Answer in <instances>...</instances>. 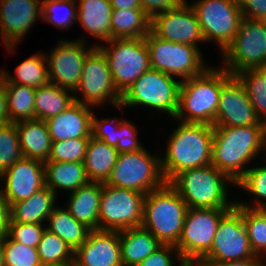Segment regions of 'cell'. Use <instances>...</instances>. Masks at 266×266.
Returning <instances> with one entry per match:
<instances>
[{"mask_svg": "<svg viewBox=\"0 0 266 266\" xmlns=\"http://www.w3.org/2000/svg\"><path fill=\"white\" fill-rule=\"evenodd\" d=\"M137 127L128 120H122L118 127V143L116 149L119 153L136 152L143 148L138 140Z\"/></svg>", "mask_w": 266, "mask_h": 266, "instance_id": "f6af8a7d", "label": "cell"}, {"mask_svg": "<svg viewBox=\"0 0 266 266\" xmlns=\"http://www.w3.org/2000/svg\"><path fill=\"white\" fill-rule=\"evenodd\" d=\"M232 208H188L175 246L182 260L199 262L211 249L220 220Z\"/></svg>", "mask_w": 266, "mask_h": 266, "instance_id": "7c38bea8", "label": "cell"}, {"mask_svg": "<svg viewBox=\"0 0 266 266\" xmlns=\"http://www.w3.org/2000/svg\"><path fill=\"white\" fill-rule=\"evenodd\" d=\"M255 256L249 259H243L231 262H198L201 266H266L265 259ZM265 263V264H264Z\"/></svg>", "mask_w": 266, "mask_h": 266, "instance_id": "f907efd6", "label": "cell"}, {"mask_svg": "<svg viewBox=\"0 0 266 266\" xmlns=\"http://www.w3.org/2000/svg\"><path fill=\"white\" fill-rule=\"evenodd\" d=\"M8 115L13 123L35 119V94L33 87L6 84Z\"/></svg>", "mask_w": 266, "mask_h": 266, "instance_id": "e575fe53", "label": "cell"}, {"mask_svg": "<svg viewBox=\"0 0 266 266\" xmlns=\"http://www.w3.org/2000/svg\"><path fill=\"white\" fill-rule=\"evenodd\" d=\"M45 185L55 194L57 189L76 191L90 182L83 162L45 161Z\"/></svg>", "mask_w": 266, "mask_h": 266, "instance_id": "83f0119b", "label": "cell"}, {"mask_svg": "<svg viewBox=\"0 0 266 266\" xmlns=\"http://www.w3.org/2000/svg\"><path fill=\"white\" fill-rule=\"evenodd\" d=\"M71 93L74 92L50 82L36 88L35 119L46 121L68 109L76 102L74 94Z\"/></svg>", "mask_w": 266, "mask_h": 266, "instance_id": "f546056e", "label": "cell"}, {"mask_svg": "<svg viewBox=\"0 0 266 266\" xmlns=\"http://www.w3.org/2000/svg\"><path fill=\"white\" fill-rule=\"evenodd\" d=\"M121 122L122 121H118L116 117L101 120L93 114L91 136L116 148L118 143V127ZM113 124L114 127L112 126Z\"/></svg>", "mask_w": 266, "mask_h": 266, "instance_id": "ee69618b", "label": "cell"}, {"mask_svg": "<svg viewBox=\"0 0 266 266\" xmlns=\"http://www.w3.org/2000/svg\"><path fill=\"white\" fill-rule=\"evenodd\" d=\"M118 155L115 147L91 136L83 162L90 182L106 183Z\"/></svg>", "mask_w": 266, "mask_h": 266, "instance_id": "f1b7e54d", "label": "cell"}, {"mask_svg": "<svg viewBox=\"0 0 266 266\" xmlns=\"http://www.w3.org/2000/svg\"><path fill=\"white\" fill-rule=\"evenodd\" d=\"M221 91V67H208L201 75L181 81L175 119L214 125Z\"/></svg>", "mask_w": 266, "mask_h": 266, "instance_id": "5b68a950", "label": "cell"}, {"mask_svg": "<svg viewBox=\"0 0 266 266\" xmlns=\"http://www.w3.org/2000/svg\"><path fill=\"white\" fill-rule=\"evenodd\" d=\"M56 198L57 194L45 186L28 199L13 203L10 223L43 224L56 207Z\"/></svg>", "mask_w": 266, "mask_h": 266, "instance_id": "cb8c5ba5", "label": "cell"}, {"mask_svg": "<svg viewBox=\"0 0 266 266\" xmlns=\"http://www.w3.org/2000/svg\"><path fill=\"white\" fill-rule=\"evenodd\" d=\"M179 122L169 137L165 156H160L168 183L178 173L210 165L212 160L213 125Z\"/></svg>", "mask_w": 266, "mask_h": 266, "instance_id": "7a4b0ae2", "label": "cell"}, {"mask_svg": "<svg viewBox=\"0 0 266 266\" xmlns=\"http://www.w3.org/2000/svg\"><path fill=\"white\" fill-rule=\"evenodd\" d=\"M163 244L143 227L120 231L121 260L123 266H137Z\"/></svg>", "mask_w": 266, "mask_h": 266, "instance_id": "4316f807", "label": "cell"}, {"mask_svg": "<svg viewBox=\"0 0 266 266\" xmlns=\"http://www.w3.org/2000/svg\"><path fill=\"white\" fill-rule=\"evenodd\" d=\"M5 80L0 75V127L10 123Z\"/></svg>", "mask_w": 266, "mask_h": 266, "instance_id": "816d5d0a", "label": "cell"}, {"mask_svg": "<svg viewBox=\"0 0 266 266\" xmlns=\"http://www.w3.org/2000/svg\"><path fill=\"white\" fill-rule=\"evenodd\" d=\"M0 266H5L4 251L2 247V239L0 238Z\"/></svg>", "mask_w": 266, "mask_h": 266, "instance_id": "11a10c76", "label": "cell"}, {"mask_svg": "<svg viewBox=\"0 0 266 266\" xmlns=\"http://www.w3.org/2000/svg\"><path fill=\"white\" fill-rule=\"evenodd\" d=\"M45 52L34 54L15 68L16 76L0 71L6 84H19L38 88L49 83L48 69Z\"/></svg>", "mask_w": 266, "mask_h": 266, "instance_id": "d6a6232c", "label": "cell"}, {"mask_svg": "<svg viewBox=\"0 0 266 266\" xmlns=\"http://www.w3.org/2000/svg\"><path fill=\"white\" fill-rule=\"evenodd\" d=\"M240 6L244 18L265 20L266 0H242Z\"/></svg>", "mask_w": 266, "mask_h": 266, "instance_id": "c3c4849f", "label": "cell"}, {"mask_svg": "<svg viewBox=\"0 0 266 266\" xmlns=\"http://www.w3.org/2000/svg\"><path fill=\"white\" fill-rule=\"evenodd\" d=\"M145 194L103 183L99 230L122 231L141 227Z\"/></svg>", "mask_w": 266, "mask_h": 266, "instance_id": "4fadbf2b", "label": "cell"}, {"mask_svg": "<svg viewBox=\"0 0 266 266\" xmlns=\"http://www.w3.org/2000/svg\"><path fill=\"white\" fill-rule=\"evenodd\" d=\"M92 108L75 102L68 109L47 119L45 122L52 141L90 138L94 113Z\"/></svg>", "mask_w": 266, "mask_h": 266, "instance_id": "7402d4cb", "label": "cell"}, {"mask_svg": "<svg viewBox=\"0 0 266 266\" xmlns=\"http://www.w3.org/2000/svg\"><path fill=\"white\" fill-rule=\"evenodd\" d=\"M255 257L242 214L233 207L219 222L210 251L199 262H231Z\"/></svg>", "mask_w": 266, "mask_h": 266, "instance_id": "2e32d148", "label": "cell"}, {"mask_svg": "<svg viewBox=\"0 0 266 266\" xmlns=\"http://www.w3.org/2000/svg\"><path fill=\"white\" fill-rule=\"evenodd\" d=\"M40 16L41 0H0V38L9 52L14 51L15 44L28 34Z\"/></svg>", "mask_w": 266, "mask_h": 266, "instance_id": "d6986e66", "label": "cell"}, {"mask_svg": "<svg viewBox=\"0 0 266 266\" xmlns=\"http://www.w3.org/2000/svg\"><path fill=\"white\" fill-rule=\"evenodd\" d=\"M243 84L256 114L266 121V67L248 68L235 74Z\"/></svg>", "mask_w": 266, "mask_h": 266, "instance_id": "d590c367", "label": "cell"}, {"mask_svg": "<svg viewBox=\"0 0 266 266\" xmlns=\"http://www.w3.org/2000/svg\"><path fill=\"white\" fill-rule=\"evenodd\" d=\"M77 0H43L42 16L44 22L52 23L60 30H67L77 21Z\"/></svg>", "mask_w": 266, "mask_h": 266, "instance_id": "74e56055", "label": "cell"}, {"mask_svg": "<svg viewBox=\"0 0 266 266\" xmlns=\"http://www.w3.org/2000/svg\"><path fill=\"white\" fill-rule=\"evenodd\" d=\"M237 187L253 194L256 198L252 206L246 202H237L241 206L266 210V166L250 167L245 174L236 182Z\"/></svg>", "mask_w": 266, "mask_h": 266, "instance_id": "f35d334b", "label": "cell"}, {"mask_svg": "<svg viewBox=\"0 0 266 266\" xmlns=\"http://www.w3.org/2000/svg\"><path fill=\"white\" fill-rule=\"evenodd\" d=\"M172 254L177 257L178 262L182 260L178 249L174 245H162L137 266H173L174 262L172 259L175 256H172Z\"/></svg>", "mask_w": 266, "mask_h": 266, "instance_id": "bcb514c9", "label": "cell"}, {"mask_svg": "<svg viewBox=\"0 0 266 266\" xmlns=\"http://www.w3.org/2000/svg\"><path fill=\"white\" fill-rule=\"evenodd\" d=\"M5 266H41L37 248L12 240L8 235L2 238Z\"/></svg>", "mask_w": 266, "mask_h": 266, "instance_id": "60d3db41", "label": "cell"}, {"mask_svg": "<svg viewBox=\"0 0 266 266\" xmlns=\"http://www.w3.org/2000/svg\"><path fill=\"white\" fill-rule=\"evenodd\" d=\"M113 10L117 9H142L139 0H109Z\"/></svg>", "mask_w": 266, "mask_h": 266, "instance_id": "f5cc1de1", "label": "cell"}, {"mask_svg": "<svg viewBox=\"0 0 266 266\" xmlns=\"http://www.w3.org/2000/svg\"><path fill=\"white\" fill-rule=\"evenodd\" d=\"M48 226H45L51 233L58 235L75 251L87 239L91 229L85 224L78 222L66 209H53L48 216Z\"/></svg>", "mask_w": 266, "mask_h": 266, "instance_id": "1f68e13d", "label": "cell"}, {"mask_svg": "<svg viewBox=\"0 0 266 266\" xmlns=\"http://www.w3.org/2000/svg\"><path fill=\"white\" fill-rule=\"evenodd\" d=\"M213 127L211 164L236 183L250 168L245 166L265 149V125Z\"/></svg>", "mask_w": 266, "mask_h": 266, "instance_id": "6da1fadb", "label": "cell"}, {"mask_svg": "<svg viewBox=\"0 0 266 266\" xmlns=\"http://www.w3.org/2000/svg\"><path fill=\"white\" fill-rule=\"evenodd\" d=\"M77 21L90 35L107 42L111 39L112 6L109 0H78Z\"/></svg>", "mask_w": 266, "mask_h": 266, "instance_id": "d4e9b609", "label": "cell"}, {"mask_svg": "<svg viewBox=\"0 0 266 266\" xmlns=\"http://www.w3.org/2000/svg\"><path fill=\"white\" fill-rule=\"evenodd\" d=\"M73 92L82 94V99L74 96L76 102L93 108L107 102L114 107L120 106L122 94L114 84L106 56L98 47L85 58L80 82Z\"/></svg>", "mask_w": 266, "mask_h": 266, "instance_id": "5bb4252c", "label": "cell"}, {"mask_svg": "<svg viewBox=\"0 0 266 266\" xmlns=\"http://www.w3.org/2000/svg\"><path fill=\"white\" fill-rule=\"evenodd\" d=\"M23 158L16 124L0 127V175Z\"/></svg>", "mask_w": 266, "mask_h": 266, "instance_id": "ab89813d", "label": "cell"}, {"mask_svg": "<svg viewBox=\"0 0 266 266\" xmlns=\"http://www.w3.org/2000/svg\"><path fill=\"white\" fill-rule=\"evenodd\" d=\"M194 10L205 42L214 41L221 50L231 44L243 19L237 0H196Z\"/></svg>", "mask_w": 266, "mask_h": 266, "instance_id": "8fae6325", "label": "cell"}, {"mask_svg": "<svg viewBox=\"0 0 266 266\" xmlns=\"http://www.w3.org/2000/svg\"><path fill=\"white\" fill-rule=\"evenodd\" d=\"M82 38L72 41L60 40L49 55L45 54L48 56L45 58L50 83L72 91L78 87L84 60L96 47H86L85 38Z\"/></svg>", "mask_w": 266, "mask_h": 266, "instance_id": "e0dca14e", "label": "cell"}, {"mask_svg": "<svg viewBox=\"0 0 266 266\" xmlns=\"http://www.w3.org/2000/svg\"><path fill=\"white\" fill-rule=\"evenodd\" d=\"M73 266H123L120 231L91 230L74 251Z\"/></svg>", "mask_w": 266, "mask_h": 266, "instance_id": "44dd1931", "label": "cell"}, {"mask_svg": "<svg viewBox=\"0 0 266 266\" xmlns=\"http://www.w3.org/2000/svg\"><path fill=\"white\" fill-rule=\"evenodd\" d=\"M159 70L143 73L122 95L119 109L144 106L176 115L181 80ZM126 106V107H125Z\"/></svg>", "mask_w": 266, "mask_h": 266, "instance_id": "8992f818", "label": "cell"}, {"mask_svg": "<svg viewBox=\"0 0 266 266\" xmlns=\"http://www.w3.org/2000/svg\"><path fill=\"white\" fill-rule=\"evenodd\" d=\"M188 207L179 193L166 182L145 195L141 227L163 245L176 246Z\"/></svg>", "mask_w": 266, "mask_h": 266, "instance_id": "277c9868", "label": "cell"}, {"mask_svg": "<svg viewBox=\"0 0 266 266\" xmlns=\"http://www.w3.org/2000/svg\"><path fill=\"white\" fill-rule=\"evenodd\" d=\"M103 183L89 182L69 194L67 210L91 230L99 229V207Z\"/></svg>", "mask_w": 266, "mask_h": 266, "instance_id": "603a6c76", "label": "cell"}, {"mask_svg": "<svg viewBox=\"0 0 266 266\" xmlns=\"http://www.w3.org/2000/svg\"><path fill=\"white\" fill-rule=\"evenodd\" d=\"M234 207L242 214L252 252L255 256L266 257V210L247 208L240 204Z\"/></svg>", "mask_w": 266, "mask_h": 266, "instance_id": "8d00e7d4", "label": "cell"}, {"mask_svg": "<svg viewBox=\"0 0 266 266\" xmlns=\"http://www.w3.org/2000/svg\"><path fill=\"white\" fill-rule=\"evenodd\" d=\"M98 47L106 56L117 90L123 94L143 73L151 69L145 38L110 39Z\"/></svg>", "mask_w": 266, "mask_h": 266, "instance_id": "ba28073f", "label": "cell"}, {"mask_svg": "<svg viewBox=\"0 0 266 266\" xmlns=\"http://www.w3.org/2000/svg\"><path fill=\"white\" fill-rule=\"evenodd\" d=\"M222 54V68L231 75L248 68L266 67L265 21L243 17L234 40Z\"/></svg>", "mask_w": 266, "mask_h": 266, "instance_id": "30bf717a", "label": "cell"}, {"mask_svg": "<svg viewBox=\"0 0 266 266\" xmlns=\"http://www.w3.org/2000/svg\"><path fill=\"white\" fill-rule=\"evenodd\" d=\"M0 180L5 184L1 190L11 205L28 199L37 190L46 186L44 162L23 157L3 172Z\"/></svg>", "mask_w": 266, "mask_h": 266, "instance_id": "ffe728a7", "label": "cell"}, {"mask_svg": "<svg viewBox=\"0 0 266 266\" xmlns=\"http://www.w3.org/2000/svg\"><path fill=\"white\" fill-rule=\"evenodd\" d=\"M20 147L25 158L48 160L52 139L44 120L32 119L16 122Z\"/></svg>", "mask_w": 266, "mask_h": 266, "instance_id": "484cf974", "label": "cell"}, {"mask_svg": "<svg viewBox=\"0 0 266 266\" xmlns=\"http://www.w3.org/2000/svg\"><path fill=\"white\" fill-rule=\"evenodd\" d=\"M179 266H201L197 261L181 260Z\"/></svg>", "mask_w": 266, "mask_h": 266, "instance_id": "db71d44e", "label": "cell"}, {"mask_svg": "<svg viewBox=\"0 0 266 266\" xmlns=\"http://www.w3.org/2000/svg\"><path fill=\"white\" fill-rule=\"evenodd\" d=\"M151 18L143 9H117L111 14V39L145 38Z\"/></svg>", "mask_w": 266, "mask_h": 266, "instance_id": "4dcf8cb0", "label": "cell"}, {"mask_svg": "<svg viewBox=\"0 0 266 266\" xmlns=\"http://www.w3.org/2000/svg\"><path fill=\"white\" fill-rule=\"evenodd\" d=\"M226 183L236 186L226 173L212 164L180 172L169 182L188 208H233L236 201L227 198Z\"/></svg>", "mask_w": 266, "mask_h": 266, "instance_id": "3957f363", "label": "cell"}, {"mask_svg": "<svg viewBox=\"0 0 266 266\" xmlns=\"http://www.w3.org/2000/svg\"><path fill=\"white\" fill-rule=\"evenodd\" d=\"M265 125L256 114L249 96L235 76L221 67V91L213 126Z\"/></svg>", "mask_w": 266, "mask_h": 266, "instance_id": "9a60e30c", "label": "cell"}, {"mask_svg": "<svg viewBox=\"0 0 266 266\" xmlns=\"http://www.w3.org/2000/svg\"><path fill=\"white\" fill-rule=\"evenodd\" d=\"M11 222V204L4 196L0 187V238L8 235Z\"/></svg>", "mask_w": 266, "mask_h": 266, "instance_id": "681fc988", "label": "cell"}, {"mask_svg": "<svg viewBox=\"0 0 266 266\" xmlns=\"http://www.w3.org/2000/svg\"><path fill=\"white\" fill-rule=\"evenodd\" d=\"M142 9L152 18L158 13L178 7L185 0H139Z\"/></svg>", "mask_w": 266, "mask_h": 266, "instance_id": "7dc6e473", "label": "cell"}, {"mask_svg": "<svg viewBox=\"0 0 266 266\" xmlns=\"http://www.w3.org/2000/svg\"><path fill=\"white\" fill-rule=\"evenodd\" d=\"M150 54L151 69L159 70L181 81L201 75L207 68L199 47L174 43L155 36L145 37Z\"/></svg>", "mask_w": 266, "mask_h": 266, "instance_id": "9c48e42d", "label": "cell"}, {"mask_svg": "<svg viewBox=\"0 0 266 266\" xmlns=\"http://www.w3.org/2000/svg\"><path fill=\"white\" fill-rule=\"evenodd\" d=\"M90 138L53 141L47 161L84 162Z\"/></svg>", "mask_w": 266, "mask_h": 266, "instance_id": "b9f144b4", "label": "cell"}, {"mask_svg": "<svg viewBox=\"0 0 266 266\" xmlns=\"http://www.w3.org/2000/svg\"><path fill=\"white\" fill-rule=\"evenodd\" d=\"M42 265L73 266L74 251L58 235L45 229L37 246Z\"/></svg>", "mask_w": 266, "mask_h": 266, "instance_id": "836d02e7", "label": "cell"}, {"mask_svg": "<svg viewBox=\"0 0 266 266\" xmlns=\"http://www.w3.org/2000/svg\"><path fill=\"white\" fill-rule=\"evenodd\" d=\"M187 2L185 0L178 7L153 16L150 31L155 36L174 43L198 47V42H205L197 16Z\"/></svg>", "mask_w": 266, "mask_h": 266, "instance_id": "ac0fdd59", "label": "cell"}, {"mask_svg": "<svg viewBox=\"0 0 266 266\" xmlns=\"http://www.w3.org/2000/svg\"><path fill=\"white\" fill-rule=\"evenodd\" d=\"M44 226V224L10 223L8 236L18 243L37 248L46 229Z\"/></svg>", "mask_w": 266, "mask_h": 266, "instance_id": "7bdbcfd3", "label": "cell"}, {"mask_svg": "<svg viewBox=\"0 0 266 266\" xmlns=\"http://www.w3.org/2000/svg\"><path fill=\"white\" fill-rule=\"evenodd\" d=\"M165 183L160 155H151L143 147L136 152L119 153L105 184L135 190L146 195Z\"/></svg>", "mask_w": 266, "mask_h": 266, "instance_id": "52a82bcc", "label": "cell"}]
</instances>
